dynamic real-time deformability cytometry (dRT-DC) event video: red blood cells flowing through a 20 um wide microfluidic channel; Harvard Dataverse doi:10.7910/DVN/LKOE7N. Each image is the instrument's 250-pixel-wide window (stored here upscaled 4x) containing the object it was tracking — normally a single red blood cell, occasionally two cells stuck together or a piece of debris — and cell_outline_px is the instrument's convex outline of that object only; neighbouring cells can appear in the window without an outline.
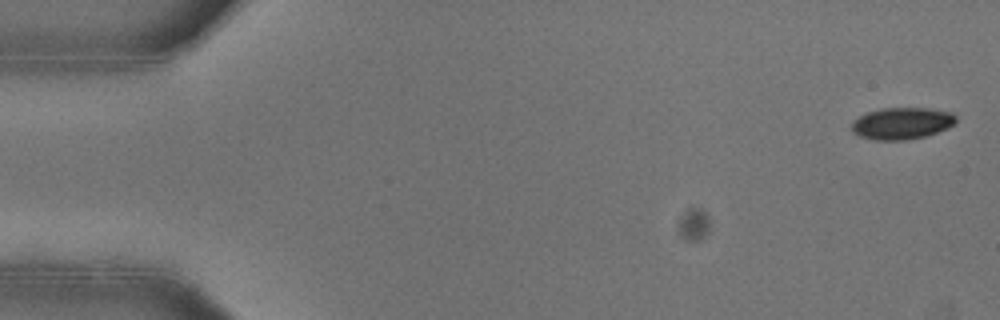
{"species": "common noctule bat (a hibernating species)", "species_latin": "Nyctalus noctula", "temperature_condition": "warm", "stored_images_in_passage": 53, "camera_frame_rate_fps": 3000, "um_per_image_px": 0.085, "animal": {"sex": "female"}, "frame": {"image": 1, "passage_image": 2, "time_ms": 0.333, "image_size_px": [1000, 320], "cell_outline_px": [[956, 120], [952, 124], [936, 132], [924, 136], [904, 140], [876, 140], [860, 136], [852, 128], [852, 120], [868, 112], [884, 108], [928, 108], [952, 112], [956, 116]], "centroid_in_image_um": [76.65, 10.47], "position_along_channel_um": 8.4, "area_um2": 18.96}}
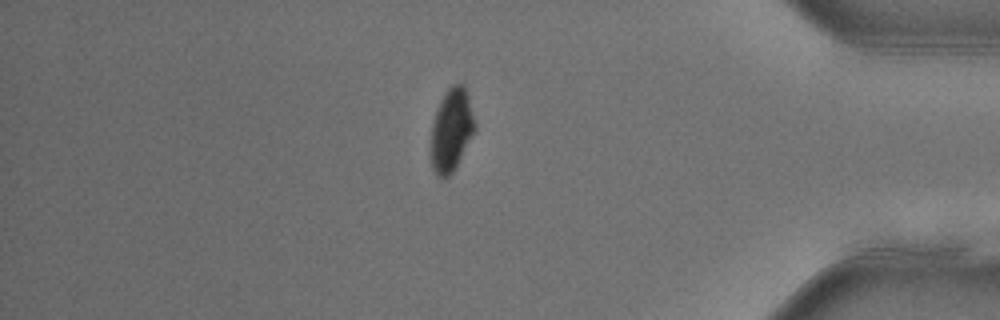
{"frame": {"image": 2, "passage_image": 45, "time_ms": 14.667, "image_size_px": [1000, 320], "cell_outline_px": [[476, 128], [452, 172], [448, 176], [436, 176], [432, 168], [432, 124], [436, 112], [448, 88], [452, 84], [460, 80], [464, 84], [468, 96], [476, 124]], "centroid_in_image_um": [38.39, 10.99], "position_along_channel_um": 396.8, "area_um2": 20.63}}
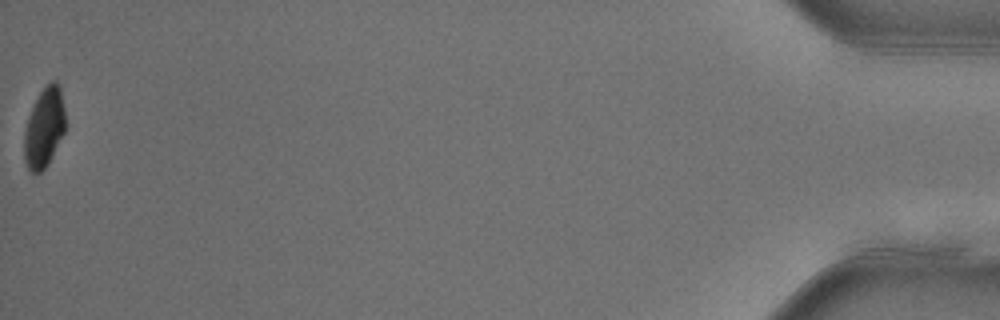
{"frame": {"image": 3, "passage_image": 53, "time_ms": 17.333, "image_size_px": [1000, 320], "cell_outline_px": [[64, 132], [48, 164], [40, 172], [32, 172], [28, 168], [24, 160], [24, 132], [28, 116], [40, 92], [52, 80], [56, 80], [60, 88], [64, 108]], "centroid_in_image_um": [3.75, 10.86], "position_along_channel_um": 431.5, "area_um2": 18.79}, "authors_computed_cell_mechanics": {"area_um2": 22.0218, "velocity_mm_per_s": 3.9735, "shape_relaxation_time_tau1_ms": 3.6039, "shape_relaxation_time_tau2_ms": null, "deformation_change_tau1": 0.1265, "deformation_change_tau2": null}}